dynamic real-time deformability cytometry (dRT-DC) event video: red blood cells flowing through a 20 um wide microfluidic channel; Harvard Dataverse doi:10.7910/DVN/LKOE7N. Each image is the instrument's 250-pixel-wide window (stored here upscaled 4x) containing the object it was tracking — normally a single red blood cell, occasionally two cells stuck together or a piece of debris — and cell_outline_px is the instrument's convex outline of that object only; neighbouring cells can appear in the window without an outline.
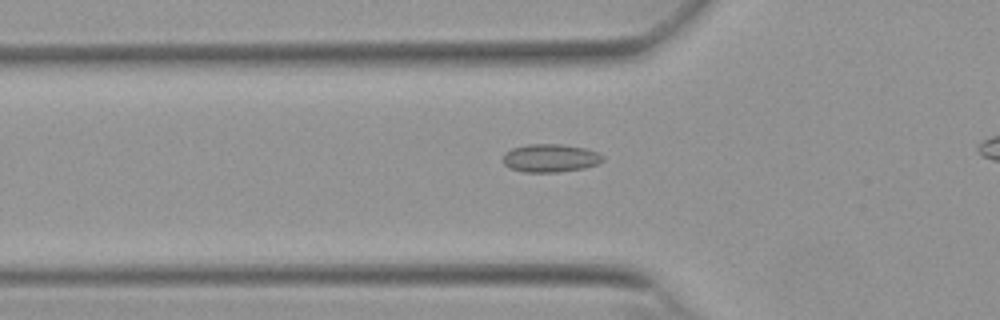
{"species": "Egyptian fruit bat (a non-hibernating species)", "species_latin": "Rousettus aegyptiacus", "temperature_condition": "warm", "stored_images_in_passage": 43, "camera_frame_rate_fps": 3000, "um_per_image_px": 0.085, "animal": {"sex": "female"}, "frame": {"image": 1, "passage_image": 15, "time_ms": 4.667, "image_size_px": [1000, 320], "cell_outline_px": [[604, 160], [600, 164], [584, 168], [560, 172], [524, 172], [508, 168], [500, 160], [504, 152], [512, 148], [528, 144], [560, 144], [584, 148], [596, 152], [604, 156]], "centroid_in_image_um": [46.74, 13.44], "position_along_channel_um": 79.1, "area_um2": 16.65}}
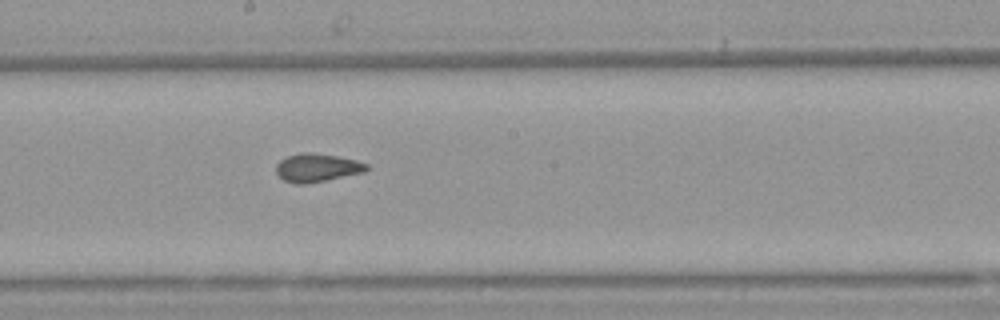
{"frame": {"image": 2, "passage_image": 26, "time_ms": 8.333, "image_size_px": [1000, 320], "cell_outline_px": [[368, 168], [364, 172], [328, 180], [304, 184], [296, 184], [284, 180], [276, 172], [276, 164], [280, 160], [288, 156], [300, 152], [312, 152], [336, 156], [356, 160], [368, 164]], "centroid_in_image_um": [26.94, 14.25], "position_along_channel_um": 221.3, "area_um2": 14.91}}
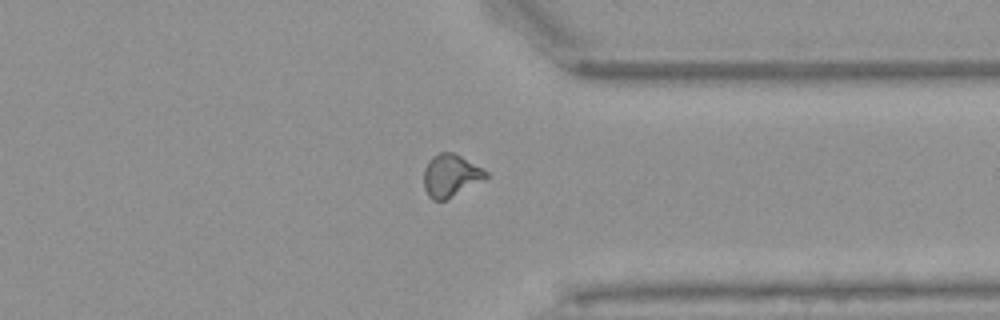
{"frame": {"image": 3, "passage_image": 38, "time_ms": 12.333, "image_size_px": [1000, 320], "cell_outline_px": [[488, 176], [444, 200], [432, 200], [428, 196], [424, 188], [424, 168], [428, 160], [432, 156], [440, 152], [452, 152], [460, 156], [488, 172]], "centroid_in_image_um": [38.24, 14.9], "position_along_channel_um": 373.2, "area_um2": 14.91}}